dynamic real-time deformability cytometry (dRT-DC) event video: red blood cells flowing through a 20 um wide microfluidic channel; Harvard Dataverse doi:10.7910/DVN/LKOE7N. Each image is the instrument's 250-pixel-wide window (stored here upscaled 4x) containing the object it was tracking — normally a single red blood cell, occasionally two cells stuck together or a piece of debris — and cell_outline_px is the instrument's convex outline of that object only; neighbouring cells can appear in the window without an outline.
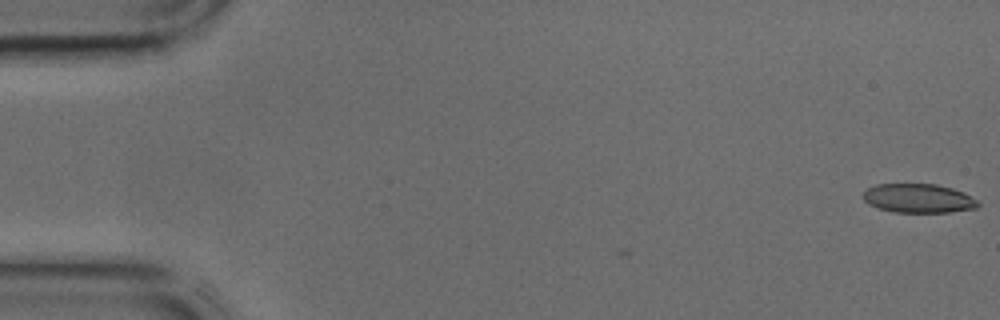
{"species": "common noctule bat (a hibernating species)", "species_latin": "Nyctalus noctula", "temperature_condition": "cold", "stored_images_in_passage": 6, "camera_frame_rate_fps": 3000, "um_per_image_px": 0.085, "animal": {"sex": "male", "body_mass_g": 17.9, "forearm_length_mm": 54.2}, "frame": {"image": 1, "passage_image": 1, "time_ms": 0.0, "image_size_px": [1000, 320], "cell_outline_px": [[980, 204], [976, 208], [952, 212], [892, 212], [876, 208], [868, 204], [864, 200], [864, 192], [868, 188], [876, 184], [936, 184], [952, 188], [964, 192], [976, 200]], "centroid_in_image_um": [78.06, 16.86], "position_along_channel_um": 6.9, "area_um2": 19.48}}